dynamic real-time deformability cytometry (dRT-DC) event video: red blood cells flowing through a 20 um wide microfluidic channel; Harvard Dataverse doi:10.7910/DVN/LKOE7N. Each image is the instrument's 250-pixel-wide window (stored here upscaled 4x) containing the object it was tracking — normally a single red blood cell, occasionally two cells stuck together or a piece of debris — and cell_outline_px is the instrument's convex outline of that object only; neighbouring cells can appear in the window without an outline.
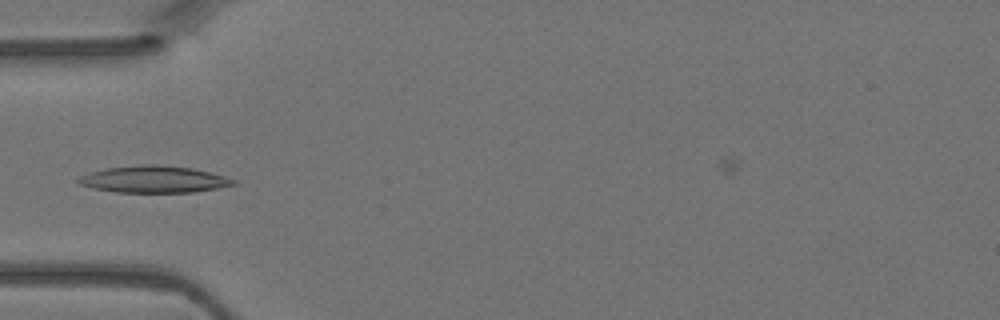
{"species": "Egyptian fruit bat (a non-hibernating species)", "species_latin": "Rousettus aegyptiacus", "temperature_condition": "warm", "stored_images_in_passage": 4, "camera_frame_rate_fps": 3000, "um_per_image_px": 0.085, "animal": {"sex": "female"}, "frame": {"image": 1, "passage_image": 3, "time_ms": 0.667, "image_size_px": [1000, 320], "cell_outline_px": [[236, 184], [216, 188], [192, 192], [116, 192], [92, 188], [76, 184], [76, 180], [80, 176], [88, 172], [104, 168], [144, 164], [156, 164], [192, 168], [224, 176], [236, 180]], "centroid_in_image_um": [13.0, 15.23], "position_along_channel_um": 72.0, "area_um2": 24.28}}
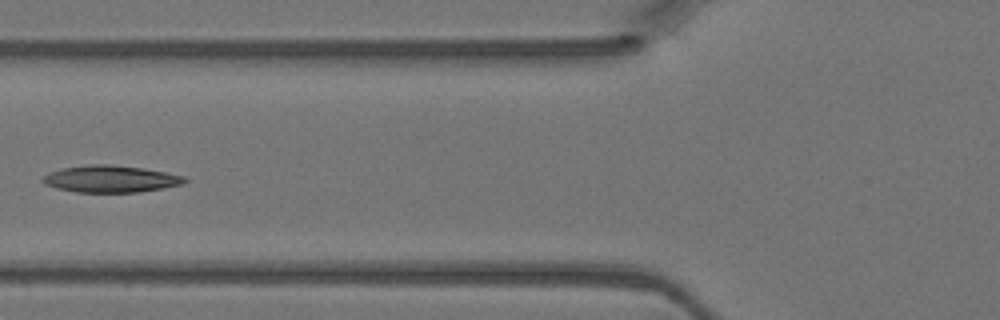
{"frame": {"image": 2, "passage_image": 4, "time_ms": 1.0, "image_size_px": [1000, 320], "cell_outline_px": [[188, 180], [180, 184], [164, 188], [140, 192], [76, 192], [56, 188], [44, 184], [40, 180], [44, 176], [60, 168], [92, 164], [108, 164], [144, 168], [184, 176]], "centroid_in_image_um": [9.38, 15.21], "position_along_channel_um": 116.4, "area_um2": 22.2}}